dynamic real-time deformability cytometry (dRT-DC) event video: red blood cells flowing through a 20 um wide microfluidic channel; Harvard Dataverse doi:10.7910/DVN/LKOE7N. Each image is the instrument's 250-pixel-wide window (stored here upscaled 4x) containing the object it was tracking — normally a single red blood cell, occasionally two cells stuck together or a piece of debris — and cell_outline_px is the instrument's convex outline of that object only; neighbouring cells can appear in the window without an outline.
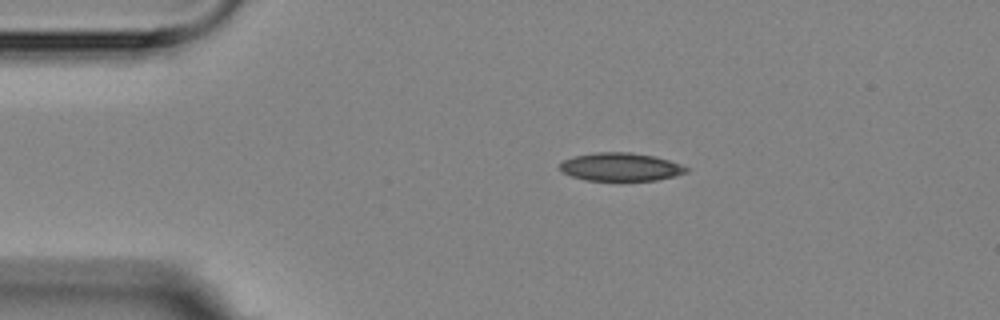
{"species": "Egyptian fruit bat (a non-hibernating species)", "species_latin": "Rousettus aegyptiacus", "temperature_condition": "room temperature", "stored_images_in_passage": 9, "camera_frame_rate_fps": 3000, "um_per_image_px": 0.085, "animal": {"sex": "female"}, "frame": {"image": 1, "passage_image": 2, "time_ms": 1.333, "image_size_px": [1000, 320], "cell_outline_px": [[692, 168], [688, 172], [676, 176], [656, 180], [584, 180], [560, 172], [560, 164], [564, 160], [572, 156], [596, 152], [628, 152], [656, 156]], "centroid_in_image_um": [52.77, 14.18], "position_along_channel_um": 32.2, "area_um2": 20.92}}
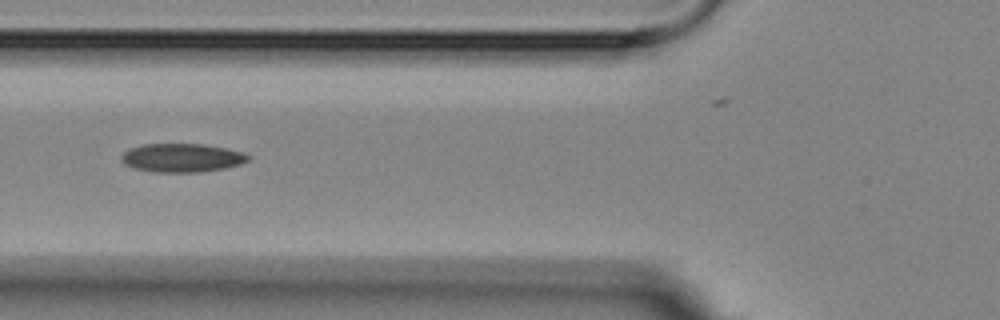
{"frame": {"image": 2, "passage_image": 5, "time_ms": 4.667, "image_size_px": [1000, 320], "cell_outline_px": [[252, 156], [248, 160], [240, 164], [224, 168], [200, 172], [152, 172], [132, 168], [124, 164], [120, 160], [120, 156], [128, 148], [144, 144], [204, 144], [244, 152]], "centroid_in_image_um": [15.43, 13.41], "position_along_channel_um": 110.4, "area_um2": 21.33}}
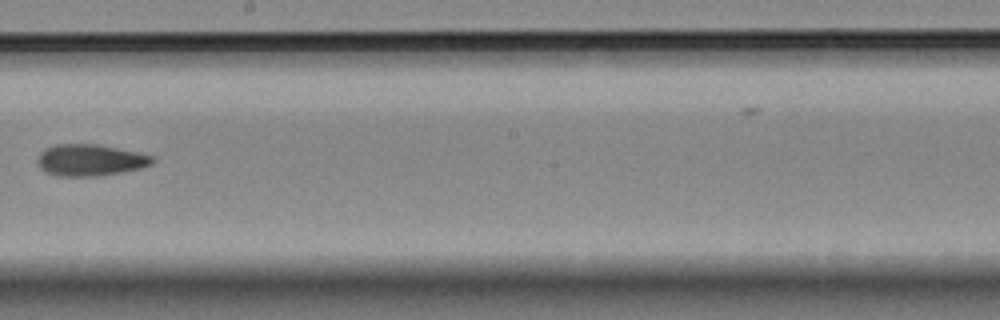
{"frame": {"image": 3, "passage_image": 8, "time_ms": 8.333, "image_size_px": [1000, 320], "cell_outline_px": [[156, 160], [152, 164], [140, 168], [96, 176], [60, 176], [48, 172], [40, 168], [36, 160], [40, 152], [44, 148], [52, 144], [96, 144], [136, 152], [152, 156]], "centroid_in_image_um": [7.62, 13.59], "position_along_channel_um": 240.6, "area_um2": 20.98}}